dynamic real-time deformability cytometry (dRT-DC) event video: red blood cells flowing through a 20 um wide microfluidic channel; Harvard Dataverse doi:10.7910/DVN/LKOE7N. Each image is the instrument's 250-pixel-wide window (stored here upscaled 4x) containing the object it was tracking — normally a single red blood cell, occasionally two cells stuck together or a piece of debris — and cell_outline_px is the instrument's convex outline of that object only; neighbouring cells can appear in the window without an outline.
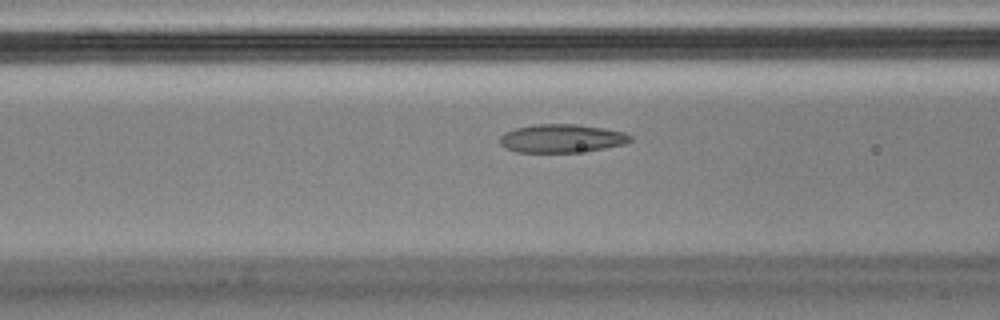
{"species": "Egyptian fruit bat (a non-hibernating species)", "species_latin": "Rousettus aegyptiacus", "temperature_condition": "cold", "stored_images_in_passage": 41, "camera_frame_rate_fps": 3000, "um_per_image_px": 0.085, "animal": {"sex": "male"}, "frame": {"image": 1, "passage_image": 6, "time_ms": 1.667, "image_size_px": [1000, 320], "cell_outline_px": [[632, 140], [624, 144], [604, 148], [576, 152], [516, 152], [500, 144], [500, 136], [504, 132], [516, 128], [536, 124], [576, 124], [604, 128], [624, 132], [632, 136]], "centroid_in_image_um": [47.75, 11.76], "position_along_channel_um": 118.9, "area_um2": 21.44}}
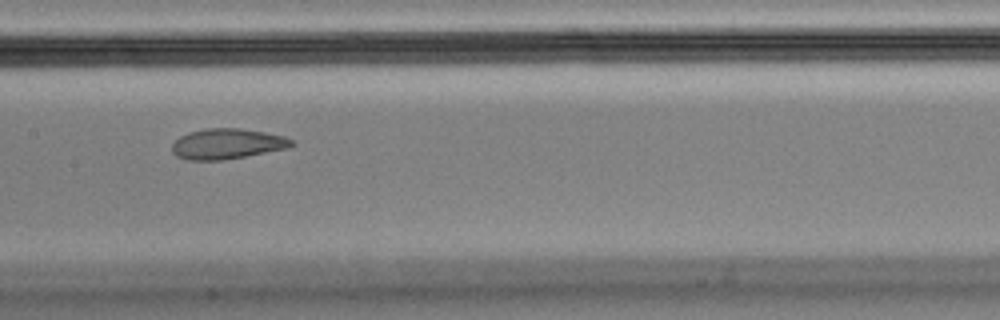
{"frame": {"image": 2, "passage_image": 12, "time_ms": 3.667, "image_size_px": [1000, 320], "cell_outline_px": [[296, 144], [288, 148], [224, 160], [188, 160], [176, 156], [172, 152], [172, 144], [180, 136], [188, 132], [208, 128], [240, 128], [264, 132], [284, 136], [292, 140]], "centroid_in_image_um": [19.3, 12.23], "position_along_channel_um": 188.1, "area_um2": 21.21}}
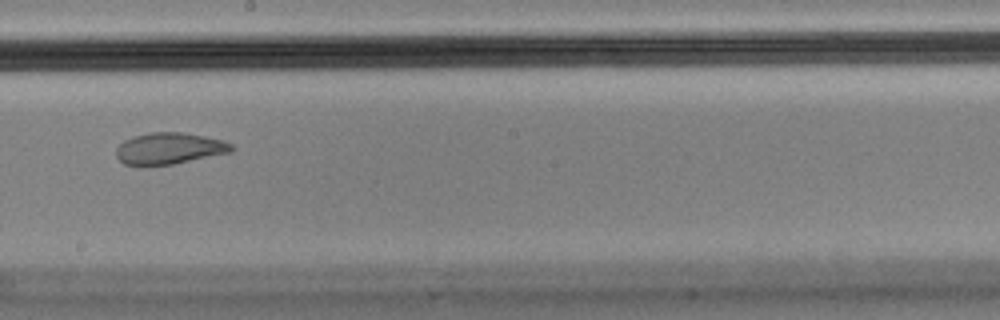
{"frame": {"image": 3, "passage_image": 16, "time_ms": 5.0, "image_size_px": [1000, 320], "cell_outline_px": [[236, 148], [232, 152], [172, 164], [148, 168], [140, 168], [124, 164], [116, 156], [116, 148], [124, 140], [132, 136], [152, 132], [184, 132], [224, 140], [232, 144]], "centroid_in_image_um": [14.36, 12.65], "position_along_channel_um": 233.8, "area_um2": 21.85}, "authors_computed_cell_mechanics": {"area_um2": 22.831, "velocity_mm_per_s": 3.4549, "shape_relaxation_time_tau1_ms": null, "shape_relaxation_time_tau2_ms": 1.5279, "deformation_change_tau1": null, "deformation_change_tau2": 0.0702}}